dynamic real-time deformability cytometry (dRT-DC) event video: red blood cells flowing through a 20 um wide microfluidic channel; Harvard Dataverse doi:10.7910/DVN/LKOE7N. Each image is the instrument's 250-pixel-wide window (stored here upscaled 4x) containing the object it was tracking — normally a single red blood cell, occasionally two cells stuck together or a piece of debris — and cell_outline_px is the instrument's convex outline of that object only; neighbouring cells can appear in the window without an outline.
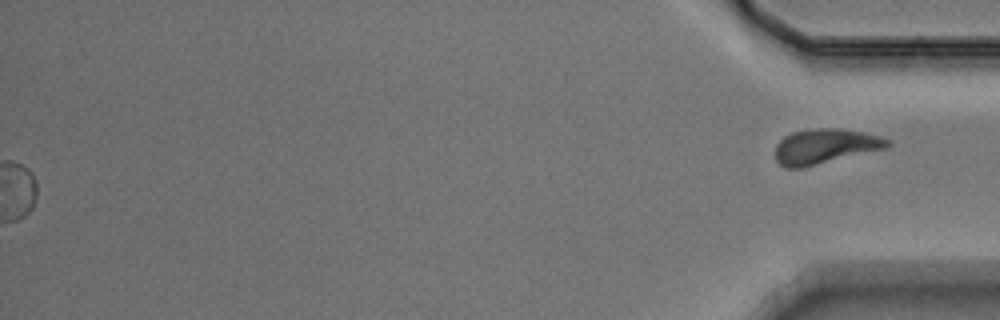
{"species": "Egyptian fruit bat (a non-hibernating species)", "species_latin": "Rousettus aegyptiacus", "temperature_condition": "warm", "stored_images_in_passage": 57, "segment_of_instrument_passage": [2, 2], "camera_frame_rate_fps": 3000, "um_per_image_px": 0.085, "animal": {"sex": "male"}, "frame": {"image": 1, "passage_image": 57, "time_ms": 18.667, "image_size_px": [1000, 320], "cell_outline_px": [[892, 144], [888, 148], [800, 168], [784, 168], [776, 160], [776, 144], [784, 136], [792, 132], [812, 128], [836, 128], [864, 132], [880, 136], [888, 140]], "centroid_in_image_um": [70.14, 12.43], "position_along_channel_um": 365.1, "area_um2": 22.89}}